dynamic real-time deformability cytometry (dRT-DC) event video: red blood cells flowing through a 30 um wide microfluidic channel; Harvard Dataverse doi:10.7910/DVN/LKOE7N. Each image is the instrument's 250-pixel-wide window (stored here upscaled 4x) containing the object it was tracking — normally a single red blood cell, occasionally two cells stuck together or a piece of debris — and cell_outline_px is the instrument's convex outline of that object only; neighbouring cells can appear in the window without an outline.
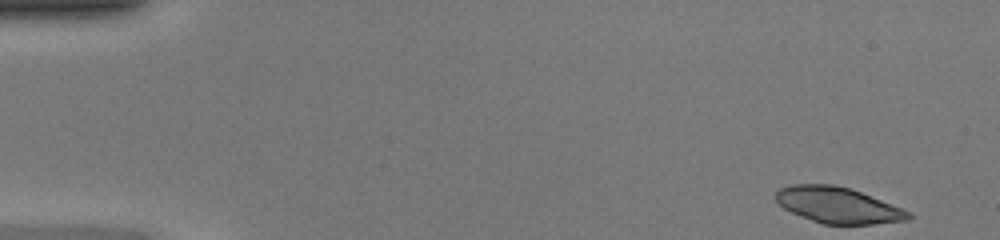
{"species": "common noctule bat (a hibernating species)", "species_latin": "Nyctalus noctula", "temperature_condition": "warm", "stored_images_in_passage": 46, "camera_frame_rate_fps": 3000, "um_per_image_px": 0.085, "animal": {"sex": "female", "body_mass_g": 20.0, "forearm_length_mm": 54.0}, "frame": {"image": 1, "passage_image": 1, "time_ms": 0.0, "image_size_px": [1000, 240], "cell_outline_px": [[912, 216], [908, 220], [872, 224], [824, 224], [800, 216], [784, 208], [776, 200], [776, 192], [780, 188], [792, 184], [832, 184], [848, 188], [860, 192], [900, 208], [908, 212]], "centroid_in_image_um": [71.18, 17.44], "position_along_channel_um": 13.8, "area_um2": 27.28}}